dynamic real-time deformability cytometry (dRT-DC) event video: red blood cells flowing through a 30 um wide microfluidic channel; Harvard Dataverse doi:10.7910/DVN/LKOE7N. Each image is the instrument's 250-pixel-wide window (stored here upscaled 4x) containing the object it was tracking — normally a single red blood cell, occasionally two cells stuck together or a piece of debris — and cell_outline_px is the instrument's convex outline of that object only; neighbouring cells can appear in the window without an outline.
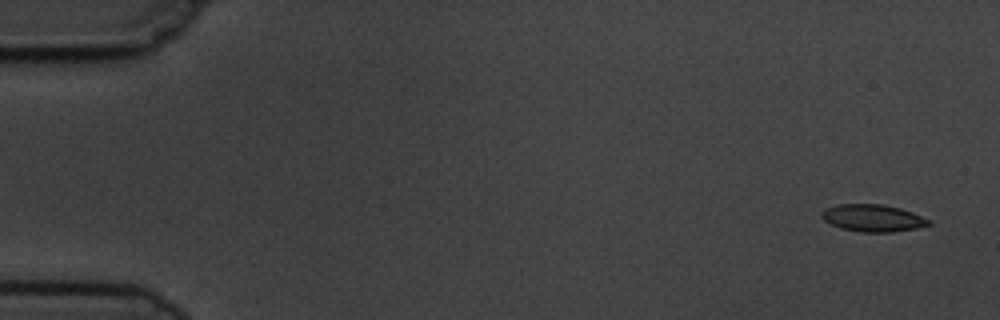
{"species": "common noctule bat (a hibernating species)", "species_latin": "Nyctalus noctula", "temperature_condition": "cold", "stored_images_in_passage": 4, "camera_frame_rate_fps": 3000, "um_per_image_px": 0.085, "animal": {"sex": "male", "body_mass_g": 19.5, "forearm_length_mm": 54.6}, "frame": {"image": 1, "passage_image": 1, "time_ms": 0.0, "image_size_px": [1000, 320], "cell_outline_px": [[932, 224], [916, 228], [892, 232], [860, 232], [840, 228], [824, 220], [820, 216], [820, 212], [824, 208], [836, 204], [884, 204], [900, 208], [912, 212], [932, 220]], "centroid_in_image_um": [74.18, 18.52], "position_along_channel_um": 10.8, "area_um2": 17.17}}
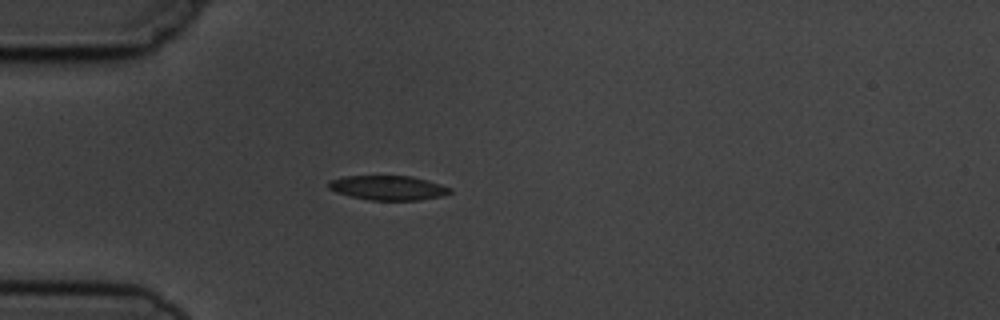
{"frame": {"image": 2, "passage_image": 4, "time_ms": 4.333, "image_size_px": [1000, 320], "cell_outline_px": [[452, 192], [440, 196], [420, 200], [368, 200], [336, 192], [328, 188], [328, 180], [344, 176], [412, 176], [428, 180], [452, 188]], "centroid_in_image_um": [32.98, 15.96], "position_along_channel_um": 52.0, "area_um2": 17.34}}